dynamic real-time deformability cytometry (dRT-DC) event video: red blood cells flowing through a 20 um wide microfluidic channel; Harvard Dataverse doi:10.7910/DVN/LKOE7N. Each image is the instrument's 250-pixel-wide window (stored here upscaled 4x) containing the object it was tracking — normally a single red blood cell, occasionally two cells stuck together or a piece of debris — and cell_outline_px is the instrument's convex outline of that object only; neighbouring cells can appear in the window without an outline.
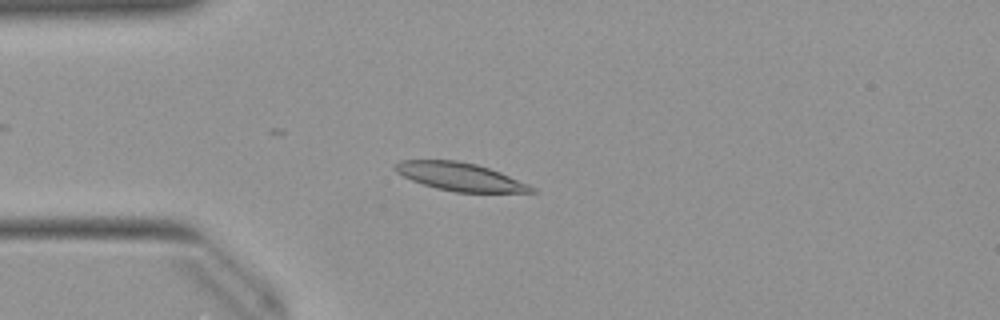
{"species": "Egyptian fruit bat (a non-hibernating species)", "species_latin": "Rousettus aegyptiacus", "temperature_condition": "warm", "stored_images_in_passage": 29, "camera_frame_rate_fps": 3000, "um_per_image_px": 0.085, "animal": {"sex": "female"}, "frame": {"image": 1, "passage_image": 13, "time_ms": 4.0, "image_size_px": [1000, 320], "cell_outline_px": [[540, 192], [456, 192], [436, 188], [412, 180], [396, 172], [392, 168], [392, 164], [400, 160], [456, 160], [476, 164], [500, 172], [528, 184], [536, 188]], "centroid_in_image_um": [39.08, 15.01], "position_along_channel_um": 45.9, "area_um2": 22.25}}
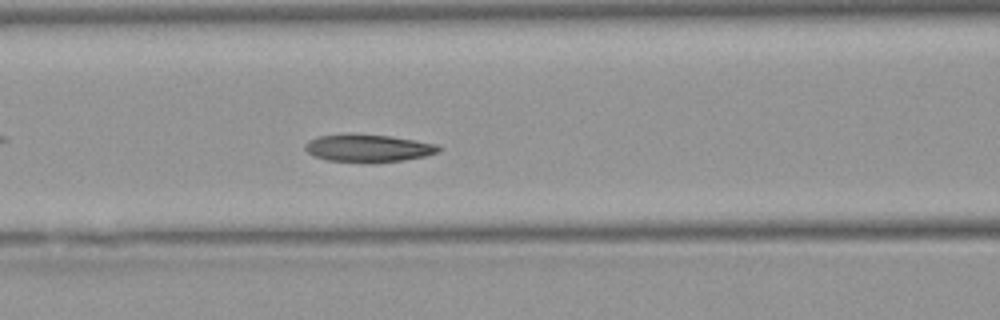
{"frame": {"image": 2, "passage_image": 21, "time_ms": 6.667, "image_size_px": [1000, 320], "cell_outline_px": [[440, 152], [424, 156], [404, 160], [328, 160], [316, 156], [308, 152], [304, 148], [304, 144], [308, 140], [316, 136], [344, 132], [352, 132], [392, 136], [416, 140], [436, 144], [440, 148]], "centroid_in_image_um": [31.25, 12.51], "position_along_channel_um": 135.3, "area_um2": 21.21}}
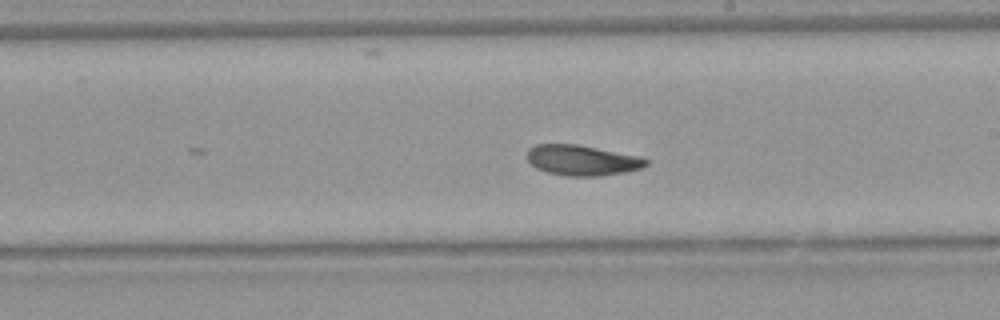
{"frame": {"image": 3, "passage_image": 29, "time_ms": 9.333, "image_size_px": [1000, 320], "cell_outline_px": [[648, 164], [640, 168], [628, 172], [600, 176], [564, 176], [548, 172], [536, 168], [528, 160], [528, 148], [536, 144], [576, 144], [640, 156], [648, 160]], "centroid_in_image_um": [49.49, 13.63], "position_along_channel_um": 239.5, "area_um2": 21.1}}